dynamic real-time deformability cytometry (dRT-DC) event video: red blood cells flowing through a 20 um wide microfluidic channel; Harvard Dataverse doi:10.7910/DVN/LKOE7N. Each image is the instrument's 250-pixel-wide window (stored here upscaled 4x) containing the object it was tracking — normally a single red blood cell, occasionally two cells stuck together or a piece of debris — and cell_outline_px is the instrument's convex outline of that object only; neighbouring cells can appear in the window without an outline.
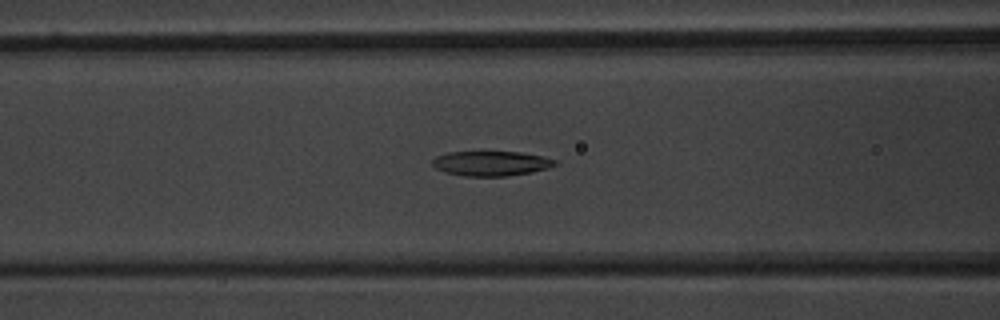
{"species": "common noctule bat (a hibernating species)", "species_latin": "Nyctalus noctula", "temperature_condition": "warm", "stored_images_in_passage": 45, "camera_frame_rate_fps": 3000, "um_per_image_px": 0.085, "animal": {"sex": "male", "body_mass_g": 20.1, "forearm_length_mm": 53.5}, "frame": {"image": 1, "passage_image": 15, "time_ms": 4.667, "image_size_px": [1000, 320], "cell_outline_px": [[560, 164], [548, 168], [532, 172], [508, 176], [464, 176], [444, 172], [436, 168], [432, 164], [432, 160], [436, 156], [448, 152], [520, 152], [544, 156], [556, 160]], "centroid_in_image_um": [41.78, 13.89], "position_along_channel_um": 124.8, "area_um2": 17.86}}
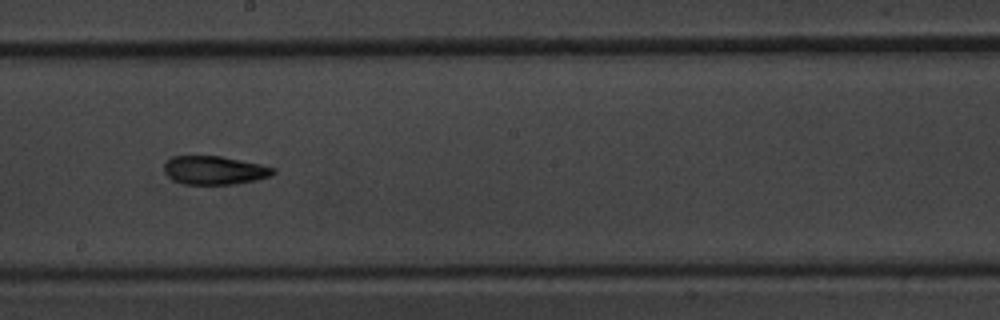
{"frame": {"image": 2, "passage_image": 23, "time_ms": 7.333, "image_size_px": [1000, 320], "cell_outline_px": [[276, 172], [272, 176], [256, 180], [232, 184], [184, 184], [172, 180], [164, 172], [164, 164], [172, 156], [220, 156], [260, 164], [276, 168]], "centroid_in_image_um": [18.24, 14.47], "position_along_channel_um": 230.0, "area_um2": 18.15}}
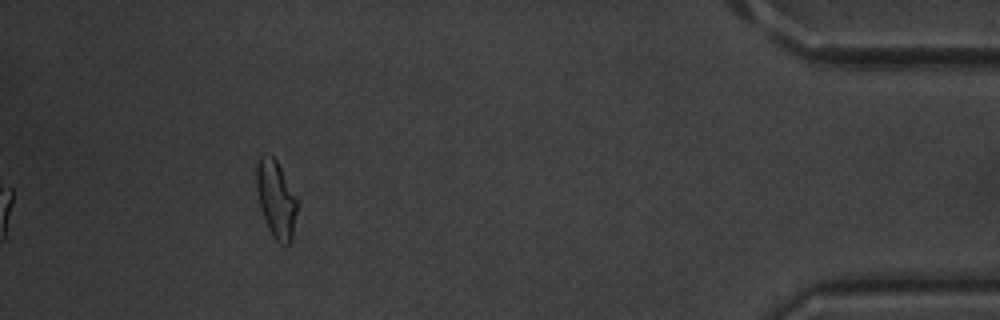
{"frame": {"image": 3, "passage_image": 41, "time_ms": 13.333, "image_size_px": [1000, 320], "cell_outline_px": [[300, 204], [292, 240], [288, 244], [280, 244], [272, 236], [268, 228], [260, 208], [256, 188], [256, 164], [260, 156], [272, 156], [276, 160], [300, 200]], "centroid_in_image_um": [23.51, 16.96], "position_along_channel_um": 411.7, "area_um2": 18.9}, "authors_computed_cell_mechanics": {"area_um2": 18.496, "velocity_mm_per_s": 3.9445, "shape_relaxation_time_tau1_ms": 5.0572, "shape_relaxation_time_tau2_ms": 2.6058, "deformation_change_tau1": 0.1721, "deformation_change_tau2": 0.1041}}